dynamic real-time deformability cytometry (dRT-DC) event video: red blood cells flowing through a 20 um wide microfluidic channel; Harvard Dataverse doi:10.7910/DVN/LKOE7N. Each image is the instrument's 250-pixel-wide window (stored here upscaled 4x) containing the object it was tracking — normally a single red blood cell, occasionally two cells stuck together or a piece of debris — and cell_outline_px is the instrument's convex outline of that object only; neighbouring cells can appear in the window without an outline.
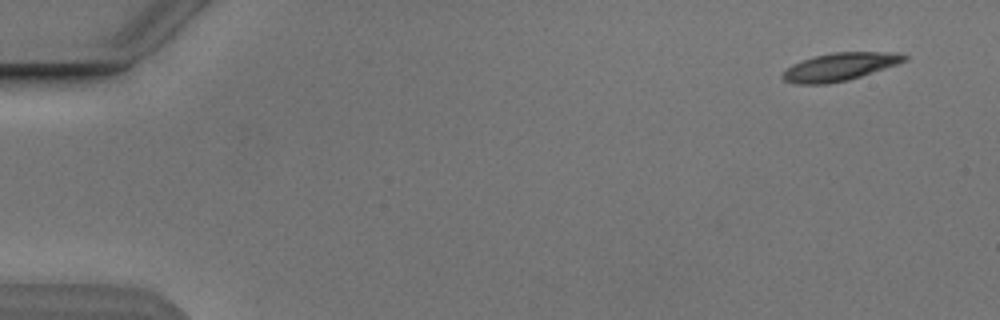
{"species": "Egyptian fruit bat (a non-hibernating species)", "species_latin": "Rousettus aegyptiacus", "temperature_condition": "cold", "stored_images_in_passage": 4, "camera_frame_rate_fps": 3000, "um_per_image_px": 0.085, "animal": {"sex": "male"}, "frame": {"image": 1, "passage_image": 1, "time_ms": 0.0, "image_size_px": [1000, 320], "cell_outline_px": [[908, 60], [848, 80], [828, 84], [796, 84], [784, 80], [780, 76], [792, 64], [812, 56], [832, 52], [896, 52], [908, 56]], "centroid_in_image_um": [71.35, 5.67], "position_along_channel_um": 13.6, "area_um2": 19.71}}
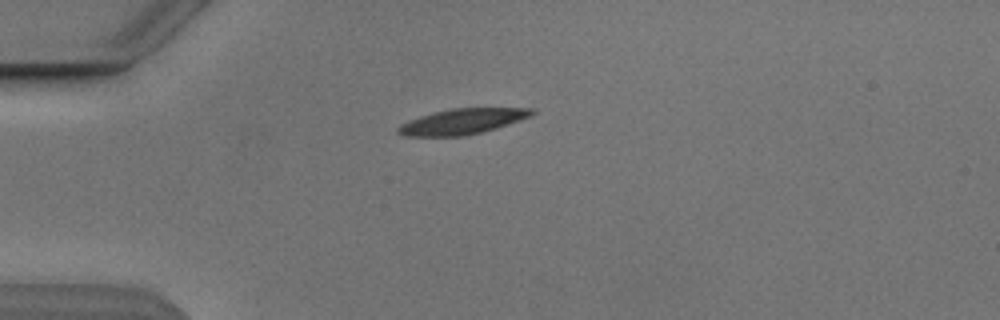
{"frame": {"image": 2, "passage_image": 4, "time_ms": 3.667, "image_size_px": [1000, 320], "cell_outline_px": [[536, 112], [528, 116], [496, 128], [484, 132], [464, 136], [404, 136], [396, 132], [396, 128], [400, 124], [408, 120], [420, 116], [452, 108], [536, 108]], "centroid_in_image_um": [39.25, 10.33], "position_along_channel_um": 45.8, "area_um2": 19.77}}